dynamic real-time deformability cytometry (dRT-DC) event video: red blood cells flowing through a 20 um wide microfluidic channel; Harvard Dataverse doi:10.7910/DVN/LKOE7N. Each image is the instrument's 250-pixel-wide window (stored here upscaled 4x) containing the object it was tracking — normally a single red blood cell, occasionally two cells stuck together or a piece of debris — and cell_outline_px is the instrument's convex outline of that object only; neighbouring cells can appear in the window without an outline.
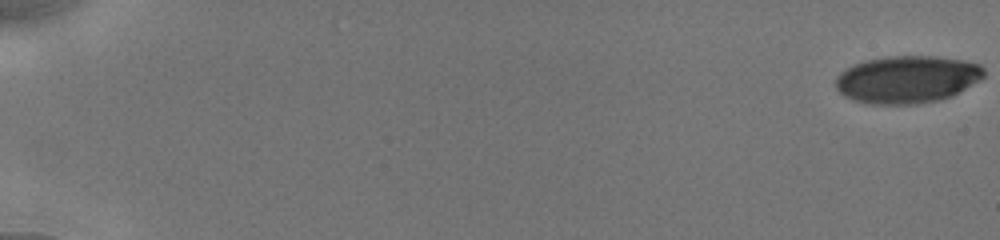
{"species": "human", "species_latin": "Homo sapiens", "temperature_condition": "cold", "stored_images_in_passage": 51, "camera_frame_rate_fps": 3000, "um_per_image_px": 0.085, "donor": {"sex": "male"}, "frame": {"image": 1, "passage_image": 1, "time_ms": 0.0, "image_size_px": [1000, 240], "cell_outline_px": [[984, 76], [980, 80], [952, 96], [940, 100], [916, 104], [872, 104], [852, 100], [844, 96], [836, 88], [836, 76], [840, 72], [856, 64], [868, 60], [888, 56], [936, 56], [964, 60], [980, 64], [984, 68]], "centroid_in_image_um": [77.13, 6.75], "position_along_channel_um": 7.9, "area_um2": 41.04}}
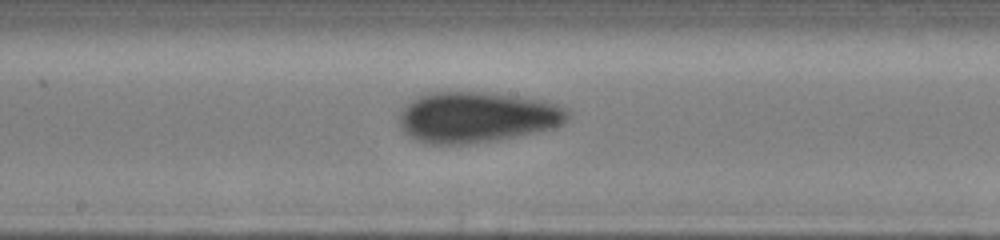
{"frame": {"image": 2, "passage_image": 28, "time_ms": 10.333, "image_size_px": [1000, 240], "cell_outline_px": [[568, 116], [556, 128], [536, 132], [492, 140], [460, 144], [428, 144], [416, 140], [408, 136], [400, 128], [400, 112], [416, 96], [428, 92], [444, 88], [484, 92], [516, 96], [544, 100], [568, 108]], "centroid_in_image_um": [40.47, 9.91], "position_along_channel_um": 207.7, "area_um2": 50.46}}
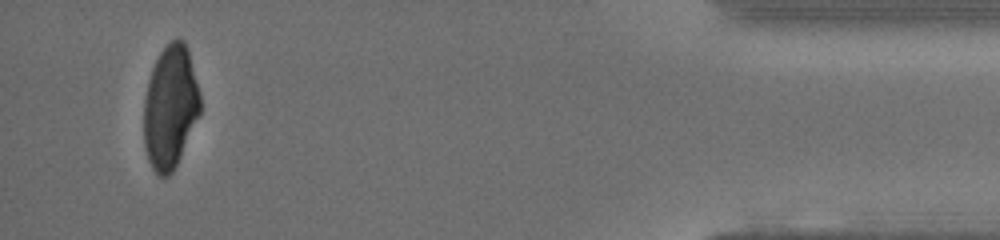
{"frame": {"image": 3, "passage_image": 49, "time_ms": 17.333, "image_size_px": [1000, 240], "cell_outline_px": [[200, 112], [180, 156], [172, 172], [168, 176], [160, 176], [152, 168], [148, 160], [144, 144], [144, 100], [148, 80], [152, 68], [160, 52], [176, 36], [184, 40], [188, 48], [200, 92]], "centroid_in_image_um": [14.47, 9.06], "position_along_channel_um": 420.7, "area_um2": 40.29}, "authors_computed_cell_mechanics": {"area_um2": 45.3152, "velocity_mm_per_s": 3.9039, "shape_relaxation_time_tau1_ms": 3.105, "shape_relaxation_time_tau2_ms": 2.5098, "deformation_change_tau1": 0.1053, "deformation_change_tau2": 0.0489}}